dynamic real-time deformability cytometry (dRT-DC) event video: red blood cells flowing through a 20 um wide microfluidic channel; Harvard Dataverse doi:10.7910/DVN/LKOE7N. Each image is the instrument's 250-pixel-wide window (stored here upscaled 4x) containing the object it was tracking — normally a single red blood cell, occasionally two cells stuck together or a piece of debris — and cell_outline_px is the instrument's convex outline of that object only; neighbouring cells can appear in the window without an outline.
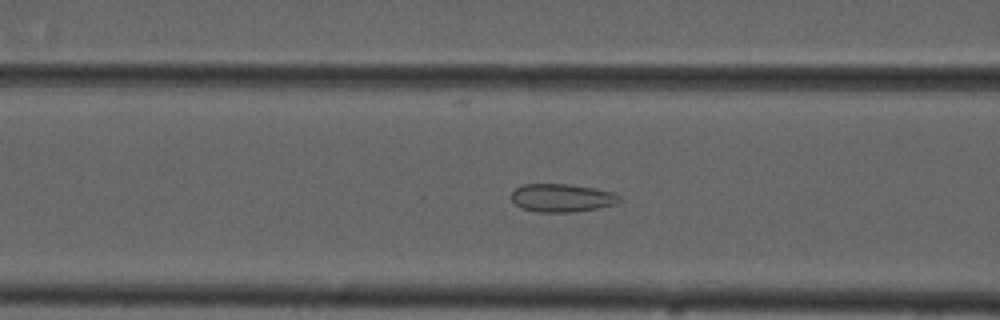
{"species": "common noctule bat (a hibernating species)", "species_latin": "Nyctalus noctula", "temperature_condition": "cold", "stored_images_in_passage": 55, "camera_frame_rate_fps": 3000, "um_per_image_px": 0.085, "animal": {"sex": "male", "forearm_length_mm": 52.5}, "frame": {"image": 1, "passage_image": 22, "time_ms": 7.0, "image_size_px": [1000, 320], "cell_outline_px": [[620, 200], [616, 204], [596, 208], [572, 212], [536, 212], [520, 208], [512, 200], [512, 192], [516, 188], [524, 184], [568, 184], [592, 188], [612, 192], [620, 196]], "centroid_in_image_um": [47.73, 16.82], "position_along_channel_um": 118.9, "area_um2": 17.57}}
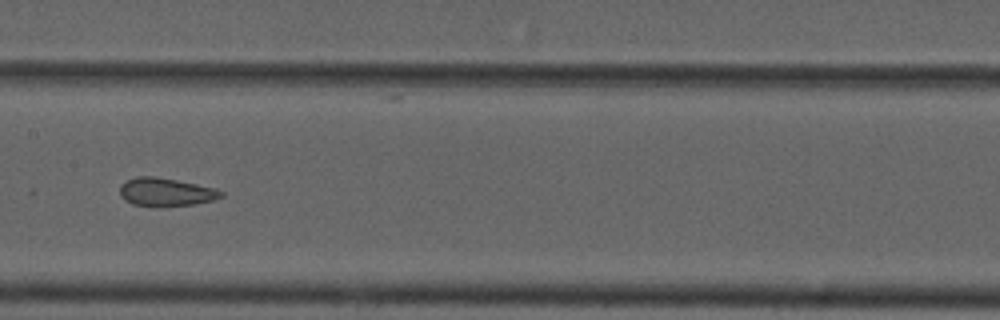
{"frame": {"image": 2, "passage_image": 28, "time_ms": 9.0, "image_size_px": [1000, 320], "cell_outline_px": [[224, 196], [212, 200], [196, 204], [156, 208], [132, 204], [124, 200], [120, 196], [120, 184], [124, 180], [136, 176], [156, 176], [216, 188], [224, 192]], "centroid_in_image_um": [14.06, 16.34], "position_along_channel_um": 193.3, "area_um2": 17.17}}
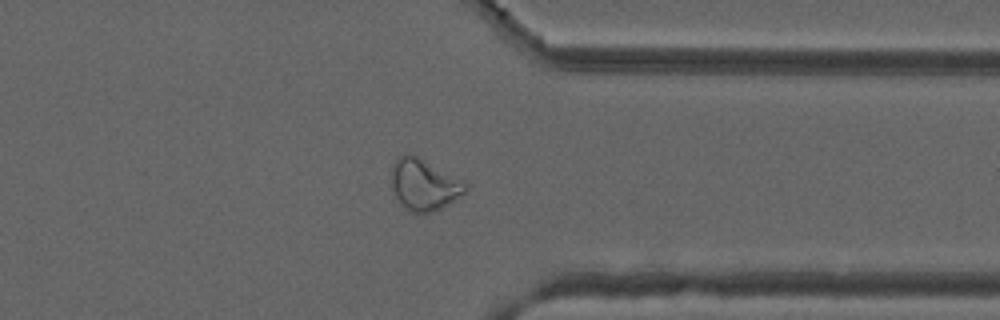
{"frame": {"image": 3, "passage_image": 43, "time_ms": 14.0, "image_size_px": [1000, 320], "cell_outline_px": [[468, 188], [464, 192], [448, 204], [432, 212], [408, 212], [404, 208], [396, 196], [392, 188], [392, 164], [400, 156], [416, 156], [464, 180]], "centroid_in_image_um": [36.04, 15.72], "position_along_channel_um": 375.4, "area_um2": 21.62}, "authors_computed_cell_mechanics": {"area_um2": 21.6172, "velocity_mm_per_s": 3.7192, "shape_relaxation_time_tau1_ms": null, "shape_relaxation_time_tau2_ms": 1.4635, "deformation_change_tau1": null, "deformation_change_tau2": 0.0715}}